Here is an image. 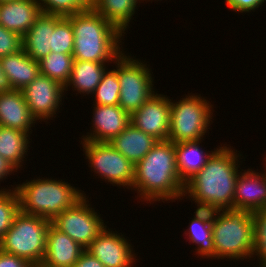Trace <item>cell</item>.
<instances>
[{
  "mask_svg": "<svg viewBox=\"0 0 266 267\" xmlns=\"http://www.w3.org/2000/svg\"><path fill=\"white\" fill-rule=\"evenodd\" d=\"M113 230L106 226L85 250L105 267H134L137 256L130 240Z\"/></svg>",
  "mask_w": 266,
  "mask_h": 267,
  "instance_id": "7c38bea8",
  "label": "cell"
},
{
  "mask_svg": "<svg viewBox=\"0 0 266 267\" xmlns=\"http://www.w3.org/2000/svg\"><path fill=\"white\" fill-rule=\"evenodd\" d=\"M109 143L130 162L136 165L151 151L158 143V140L130 123Z\"/></svg>",
  "mask_w": 266,
  "mask_h": 267,
  "instance_id": "44dd1931",
  "label": "cell"
},
{
  "mask_svg": "<svg viewBox=\"0 0 266 267\" xmlns=\"http://www.w3.org/2000/svg\"><path fill=\"white\" fill-rule=\"evenodd\" d=\"M73 62L72 54L50 52L39 60L40 74L54 79L65 87L71 77Z\"/></svg>",
  "mask_w": 266,
  "mask_h": 267,
  "instance_id": "4316f807",
  "label": "cell"
},
{
  "mask_svg": "<svg viewBox=\"0 0 266 267\" xmlns=\"http://www.w3.org/2000/svg\"><path fill=\"white\" fill-rule=\"evenodd\" d=\"M139 1H141V2L143 1L144 2V1H147V0H139ZM148 1H150V0H148ZM155 1H159V0H155ZM160 1H162V0H160ZM150 2L152 3V0Z\"/></svg>",
  "mask_w": 266,
  "mask_h": 267,
  "instance_id": "ab89813d",
  "label": "cell"
},
{
  "mask_svg": "<svg viewBox=\"0 0 266 267\" xmlns=\"http://www.w3.org/2000/svg\"><path fill=\"white\" fill-rule=\"evenodd\" d=\"M67 18L74 32V60L114 64L125 52L121 46L124 35L94 8Z\"/></svg>",
  "mask_w": 266,
  "mask_h": 267,
  "instance_id": "3957f363",
  "label": "cell"
},
{
  "mask_svg": "<svg viewBox=\"0 0 266 267\" xmlns=\"http://www.w3.org/2000/svg\"><path fill=\"white\" fill-rule=\"evenodd\" d=\"M88 198L87 195H84L73 206L64 210L51 221L56 229L67 234L85 249L108 223H104L100 213L98 214L95 208H92L94 206L89 204Z\"/></svg>",
  "mask_w": 266,
  "mask_h": 267,
  "instance_id": "30bf717a",
  "label": "cell"
},
{
  "mask_svg": "<svg viewBox=\"0 0 266 267\" xmlns=\"http://www.w3.org/2000/svg\"><path fill=\"white\" fill-rule=\"evenodd\" d=\"M41 12L67 17L92 9L94 0H36Z\"/></svg>",
  "mask_w": 266,
  "mask_h": 267,
  "instance_id": "f1b7e54d",
  "label": "cell"
},
{
  "mask_svg": "<svg viewBox=\"0 0 266 267\" xmlns=\"http://www.w3.org/2000/svg\"><path fill=\"white\" fill-rule=\"evenodd\" d=\"M0 267H34L28 261L16 255L0 250Z\"/></svg>",
  "mask_w": 266,
  "mask_h": 267,
  "instance_id": "e575fe53",
  "label": "cell"
},
{
  "mask_svg": "<svg viewBox=\"0 0 266 267\" xmlns=\"http://www.w3.org/2000/svg\"><path fill=\"white\" fill-rule=\"evenodd\" d=\"M51 221L19 211L10 229L0 239V250L40 266L46 253L47 232Z\"/></svg>",
  "mask_w": 266,
  "mask_h": 267,
  "instance_id": "8992f818",
  "label": "cell"
},
{
  "mask_svg": "<svg viewBox=\"0 0 266 267\" xmlns=\"http://www.w3.org/2000/svg\"><path fill=\"white\" fill-rule=\"evenodd\" d=\"M5 76L12 89L23 90L39 74V61L28 56L23 48L0 59Z\"/></svg>",
  "mask_w": 266,
  "mask_h": 267,
  "instance_id": "ffe728a7",
  "label": "cell"
},
{
  "mask_svg": "<svg viewBox=\"0 0 266 267\" xmlns=\"http://www.w3.org/2000/svg\"><path fill=\"white\" fill-rule=\"evenodd\" d=\"M188 229L184 231L189 243L195 244V253L202 259H215L214 241L212 238V211L196 209Z\"/></svg>",
  "mask_w": 266,
  "mask_h": 267,
  "instance_id": "7402d4cb",
  "label": "cell"
},
{
  "mask_svg": "<svg viewBox=\"0 0 266 267\" xmlns=\"http://www.w3.org/2000/svg\"><path fill=\"white\" fill-rule=\"evenodd\" d=\"M212 238L215 260H250L254 246L252 212L234 208L212 211Z\"/></svg>",
  "mask_w": 266,
  "mask_h": 267,
  "instance_id": "5b68a950",
  "label": "cell"
},
{
  "mask_svg": "<svg viewBox=\"0 0 266 267\" xmlns=\"http://www.w3.org/2000/svg\"><path fill=\"white\" fill-rule=\"evenodd\" d=\"M19 211V197L16 190L0 188V239L10 229Z\"/></svg>",
  "mask_w": 266,
  "mask_h": 267,
  "instance_id": "f546056e",
  "label": "cell"
},
{
  "mask_svg": "<svg viewBox=\"0 0 266 267\" xmlns=\"http://www.w3.org/2000/svg\"><path fill=\"white\" fill-rule=\"evenodd\" d=\"M91 172L98 178L132 190L135 165L117 151L109 142L79 141Z\"/></svg>",
  "mask_w": 266,
  "mask_h": 267,
  "instance_id": "9c48e42d",
  "label": "cell"
},
{
  "mask_svg": "<svg viewBox=\"0 0 266 267\" xmlns=\"http://www.w3.org/2000/svg\"><path fill=\"white\" fill-rule=\"evenodd\" d=\"M63 180L39 177L16 186L11 185L19 197L20 211L52 221L86 195L81 189Z\"/></svg>",
  "mask_w": 266,
  "mask_h": 267,
  "instance_id": "277c9868",
  "label": "cell"
},
{
  "mask_svg": "<svg viewBox=\"0 0 266 267\" xmlns=\"http://www.w3.org/2000/svg\"><path fill=\"white\" fill-rule=\"evenodd\" d=\"M170 99V128L168 140L174 144L180 142L204 140L206 132L214 122V106L200 94H192Z\"/></svg>",
  "mask_w": 266,
  "mask_h": 267,
  "instance_id": "52a82bcc",
  "label": "cell"
},
{
  "mask_svg": "<svg viewBox=\"0 0 266 267\" xmlns=\"http://www.w3.org/2000/svg\"><path fill=\"white\" fill-rule=\"evenodd\" d=\"M233 208L252 213L266 208L265 172H257L251 168L240 171L235 184Z\"/></svg>",
  "mask_w": 266,
  "mask_h": 267,
  "instance_id": "9a60e30c",
  "label": "cell"
},
{
  "mask_svg": "<svg viewBox=\"0 0 266 267\" xmlns=\"http://www.w3.org/2000/svg\"><path fill=\"white\" fill-rule=\"evenodd\" d=\"M63 16L42 13L36 18L29 31L22 37L24 52L36 61L51 52L52 32Z\"/></svg>",
  "mask_w": 266,
  "mask_h": 267,
  "instance_id": "ac0fdd59",
  "label": "cell"
},
{
  "mask_svg": "<svg viewBox=\"0 0 266 267\" xmlns=\"http://www.w3.org/2000/svg\"><path fill=\"white\" fill-rule=\"evenodd\" d=\"M14 172H17V169L6 159L0 156V181L7 179L8 175H14Z\"/></svg>",
  "mask_w": 266,
  "mask_h": 267,
  "instance_id": "8d00e7d4",
  "label": "cell"
},
{
  "mask_svg": "<svg viewBox=\"0 0 266 267\" xmlns=\"http://www.w3.org/2000/svg\"><path fill=\"white\" fill-rule=\"evenodd\" d=\"M220 145L206 165L185 183L183 200L191 198L198 209L218 211L233 208L236 179L243 170L239 169L243 154L225 143Z\"/></svg>",
  "mask_w": 266,
  "mask_h": 267,
  "instance_id": "6da1fadb",
  "label": "cell"
},
{
  "mask_svg": "<svg viewBox=\"0 0 266 267\" xmlns=\"http://www.w3.org/2000/svg\"><path fill=\"white\" fill-rule=\"evenodd\" d=\"M6 1H14V0H0V3L1 2H6Z\"/></svg>",
  "mask_w": 266,
  "mask_h": 267,
  "instance_id": "60d3db41",
  "label": "cell"
},
{
  "mask_svg": "<svg viewBox=\"0 0 266 267\" xmlns=\"http://www.w3.org/2000/svg\"><path fill=\"white\" fill-rule=\"evenodd\" d=\"M13 90L8 78L5 76L3 72V68L0 63V92H5V91H11Z\"/></svg>",
  "mask_w": 266,
  "mask_h": 267,
  "instance_id": "74e56055",
  "label": "cell"
},
{
  "mask_svg": "<svg viewBox=\"0 0 266 267\" xmlns=\"http://www.w3.org/2000/svg\"><path fill=\"white\" fill-rule=\"evenodd\" d=\"M112 69H106L103 74V77L96 87L93 97L94 104L97 105H118L120 100V83L117 77V70L115 66Z\"/></svg>",
  "mask_w": 266,
  "mask_h": 267,
  "instance_id": "83f0119b",
  "label": "cell"
},
{
  "mask_svg": "<svg viewBox=\"0 0 266 267\" xmlns=\"http://www.w3.org/2000/svg\"><path fill=\"white\" fill-rule=\"evenodd\" d=\"M138 3L140 5L141 2L139 0H94L93 8L125 36L138 10Z\"/></svg>",
  "mask_w": 266,
  "mask_h": 267,
  "instance_id": "d4e9b609",
  "label": "cell"
},
{
  "mask_svg": "<svg viewBox=\"0 0 266 267\" xmlns=\"http://www.w3.org/2000/svg\"><path fill=\"white\" fill-rule=\"evenodd\" d=\"M227 7L235 12L250 13L256 11L259 7H262L266 0H224Z\"/></svg>",
  "mask_w": 266,
  "mask_h": 267,
  "instance_id": "836d02e7",
  "label": "cell"
},
{
  "mask_svg": "<svg viewBox=\"0 0 266 267\" xmlns=\"http://www.w3.org/2000/svg\"><path fill=\"white\" fill-rule=\"evenodd\" d=\"M35 123L21 90L0 92V126L31 134Z\"/></svg>",
  "mask_w": 266,
  "mask_h": 267,
  "instance_id": "e0dca14e",
  "label": "cell"
},
{
  "mask_svg": "<svg viewBox=\"0 0 266 267\" xmlns=\"http://www.w3.org/2000/svg\"><path fill=\"white\" fill-rule=\"evenodd\" d=\"M92 129L82 135L81 141L110 142L130 123V115L119 105L93 104Z\"/></svg>",
  "mask_w": 266,
  "mask_h": 267,
  "instance_id": "5bb4252c",
  "label": "cell"
},
{
  "mask_svg": "<svg viewBox=\"0 0 266 267\" xmlns=\"http://www.w3.org/2000/svg\"><path fill=\"white\" fill-rule=\"evenodd\" d=\"M168 97L167 94H153L130 116L131 123L158 141L168 140L171 113Z\"/></svg>",
  "mask_w": 266,
  "mask_h": 267,
  "instance_id": "4fadbf2b",
  "label": "cell"
},
{
  "mask_svg": "<svg viewBox=\"0 0 266 267\" xmlns=\"http://www.w3.org/2000/svg\"><path fill=\"white\" fill-rule=\"evenodd\" d=\"M41 14L36 0H14L0 3V25L23 37Z\"/></svg>",
  "mask_w": 266,
  "mask_h": 267,
  "instance_id": "d6986e66",
  "label": "cell"
},
{
  "mask_svg": "<svg viewBox=\"0 0 266 267\" xmlns=\"http://www.w3.org/2000/svg\"><path fill=\"white\" fill-rule=\"evenodd\" d=\"M254 225V246L252 257H257L259 267H266V208L252 213ZM255 257V258H254Z\"/></svg>",
  "mask_w": 266,
  "mask_h": 267,
  "instance_id": "1f68e13d",
  "label": "cell"
},
{
  "mask_svg": "<svg viewBox=\"0 0 266 267\" xmlns=\"http://www.w3.org/2000/svg\"><path fill=\"white\" fill-rule=\"evenodd\" d=\"M22 48V37L0 25V59L19 51Z\"/></svg>",
  "mask_w": 266,
  "mask_h": 267,
  "instance_id": "d6a6232c",
  "label": "cell"
},
{
  "mask_svg": "<svg viewBox=\"0 0 266 267\" xmlns=\"http://www.w3.org/2000/svg\"><path fill=\"white\" fill-rule=\"evenodd\" d=\"M65 87L48 76L39 74L22 90L32 117L37 121L53 120L64 99ZM46 120V121H45Z\"/></svg>",
  "mask_w": 266,
  "mask_h": 267,
  "instance_id": "8fae6325",
  "label": "cell"
},
{
  "mask_svg": "<svg viewBox=\"0 0 266 267\" xmlns=\"http://www.w3.org/2000/svg\"><path fill=\"white\" fill-rule=\"evenodd\" d=\"M134 57L123 52L114 62L120 83L118 105L130 116L156 93L150 65Z\"/></svg>",
  "mask_w": 266,
  "mask_h": 267,
  "instance_id": "ba28073f",
  "label": "cell"
},
{
  "mask_svg": "<svg viewBox=\"0 0 266 267\" xmlns=\"http://www.w3.org/2000/svg\"><path fill=\"white\" fill-rule=\"evenodd\" d=\"M264 160H265V162H266V157H264ZM263 167H265V169H264V171L263 172H265V174H266V163H265V166H263Z\"/></svg>",
  "mask_w": 266,
  "mask_h": 267,
  "instance_id": "f35d334b",
  "label": "cell"
},
{
  "mask_svg": "<svg viewBox=\"0 0 266 267\" xmlns=\"http://www.w3.org/2000/svg\"><path fill=\"white\" fill-rule=\"evenodd\" d=\"M203 140L180 142L175 144L177 169L180 179L186 183L193 175L200 171L207 163L213 151L202 149Z\"/></svg>",
  "mask_w": 266,
  "mask_h": 267,
  "instance_id": "603a6c76",
  "label": "cell"
},
{
  "mask_svg": "<svg viewBox=\"0 0 266 267\" xmlns=\"http://www.w3.org/2000/svg\"><path fill=\"white\" fill-rule=\"evenodd\" d=\"M30 133L0 126V156L10 162L17 170H21L28 156ZM27 154V155H26ZM22 166V167H21Z\"/></svg>",
  "mask_w": 266,
  "mask_h": 267,
  "instance_id": "484cf974",
  "label": "cell"
},
{
  "mask_svg": "<svg viewBox=\"0 0 266 267\" xmlns=\"http://www.w3.org/2000/svg\"><path fill=\"white\" fill-rule=\"evenodd\" d=\"M74 32L71 21L63 17L54 28L51 40V52L73 54Z\"/></svg>",
  "mask_w": 266,
  "mask_h": 267,
  "instance_id": "4dcf8cb0",
  "label": "cell"
},
{
  "mask_svg": "<svg viewBox=\"0 0 266 267\" xmlns=\"http://www.w3.org/2000/svg\"><path fill=\"white\" fill-rule=\"evenodd\" d=\"M107 64L109 66V63L74 60L71 77L65 85V93L72 87V90L77 92L76 95L79 93L91 96L99 85Z\"/></svg>",
  "mask_w": 266,
  "mask_h": 267,
  "instance_id": "cb8c5ba5",
  "label": "cell"
},
{
  "mask_svg": "<svg viewBox=\"0 0 266 267\" xmlns=\"http://www.w3.org/2000/svg\"><path fill=\"white\" fill-rule=\"evenodd\" d=\"M85 251L64 232L52 224L47 232L46 253L40 267H72Z\"/></svg>",
  "mask_w": 266,
  "mask_h": 267,
  "instance_id": "2e32d148",
  "label": "cell"
},
{
  "mask_svg": "<svg viewBox=\"0 0 266 267\" xmlns=\"http://www.w3.org/2000/svg\"><path fill=\"white\" fill-rule=\"evenodd\" d=\"M72 267H105L96 257L84 251Z\"/></svg>",
  "mask_w": 266,
  "mask_h": 267,
  "instance_id": "d590c367",
  "label": "cell"
},
{
  "mask_svg": "<svg viewBox=\"0 0 266 267\" xmlns=\"http://www.w3.org/2000/svg\"><path fill=\"white\" fill-rule=\"evenodd\" d=\"M185 183L180 179L175 144L158 141L151 151L135 165L132 190L141 202L153 204L183 199ZM182 197V199H181Z\"/></svg>",
  "mask_w": 266,
  "mask_h": 267,
  "instance_id": "7a4b0ae2",
  "label": "cell"
}]
</instances>
